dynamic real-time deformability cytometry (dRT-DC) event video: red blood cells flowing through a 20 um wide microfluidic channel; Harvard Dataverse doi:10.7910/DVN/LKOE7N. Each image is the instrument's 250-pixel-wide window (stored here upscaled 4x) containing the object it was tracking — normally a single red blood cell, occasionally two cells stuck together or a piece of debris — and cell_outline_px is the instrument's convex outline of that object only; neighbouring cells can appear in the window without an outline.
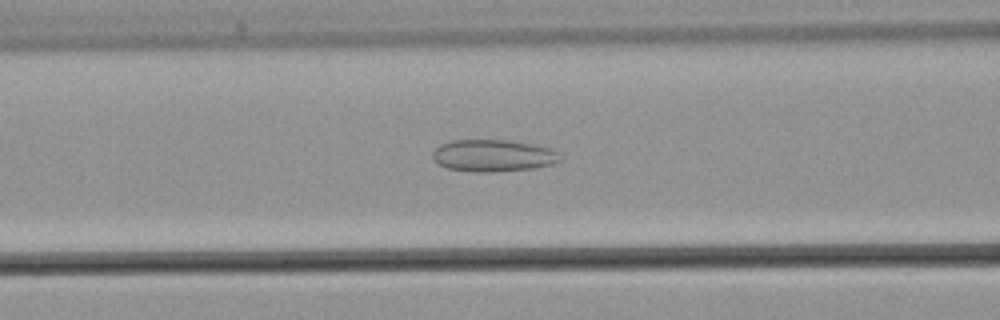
{"species": "common noctule bat (a hibernating species)", "species_latin": "Nyctalus noctula", "temperature_condition": "warm", "stored_images_in_passage": 38, "camera_frame_rate_fps": 3000, "um_per_image_px": 0.085, "animal": {"sex": "male", "body_mass_g": 21.5, "forearm_length_mm": 52.0}, "frame": {"image": 1, "passage_image": 17, "time_ms": 5.333, "image_size_px": [1000, 320], "cell_outline_px": [[560, 160], [552, 164], [532, 168], [492, 172], [476, 172], [448, 168], [440, 164], [432, 156], [432, 152], [440, 144], [452, 140], [508, 140], [532, 144], [548, 148], [556, 152]], "centroid_in_image_um": [41.88, 13.22], "position_along_channel_um": 124.7, "area_um2": 23.41}}